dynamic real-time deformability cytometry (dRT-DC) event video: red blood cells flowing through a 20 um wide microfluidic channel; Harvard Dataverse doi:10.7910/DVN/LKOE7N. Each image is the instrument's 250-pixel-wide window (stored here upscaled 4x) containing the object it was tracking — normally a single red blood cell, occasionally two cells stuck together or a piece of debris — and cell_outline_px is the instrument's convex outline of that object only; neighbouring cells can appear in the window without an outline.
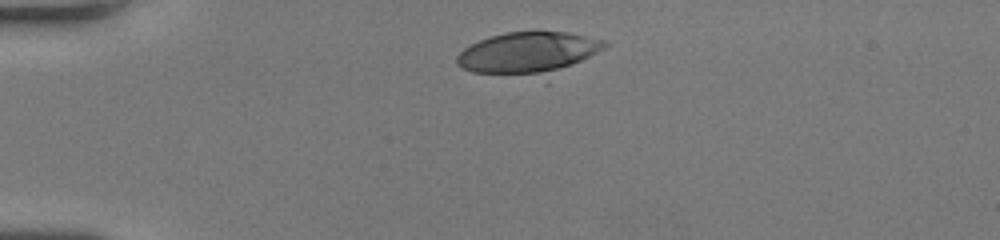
{"species": "human", "species_latin": "Homo sapiens", "temperature_condition": "room temperature", "stored_images_in_passage": 32, "camera_frame_rate_fps": 3000, "um_per_image_px": 0.085, "donor": {"sex": "female"}, "frame": {"image": 1, "passage_image": 1, "time_ms": 0.0, "image_size_px": [1000, 240], "cell_outline_px": [[608, 44], [604, 48], [548, 84], [472, 72], [460, 68], [456, 64], [456, 56], [464, 48], [488, 36], [504, 32], [568, 32], [604, 40]], "centroid_in_image_um": [44.95, 4.66], "position_along_channel_um": 40.1, "area_um2": 39.25}}
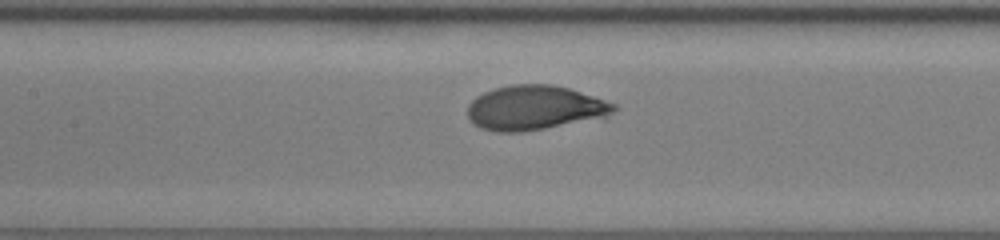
{"frame": {"image": 2, "passage_image": 13, "time_ms": 4.0, "image_size_px": [1000, 240], "cell_outline_px": [[620, 108], [604, 120], [520, 132], [496, 132], [480, 128], [472, 124], [468, 116], [468, 104], [476, 96], [484, 92], [496, 88], [512, 84], [552, 84], [568, 88], [616, 104]], "centroid_in_image_um": [45.52, 9.19], "position_along_channel_um": 161.9, "area_um2": 38.78}}
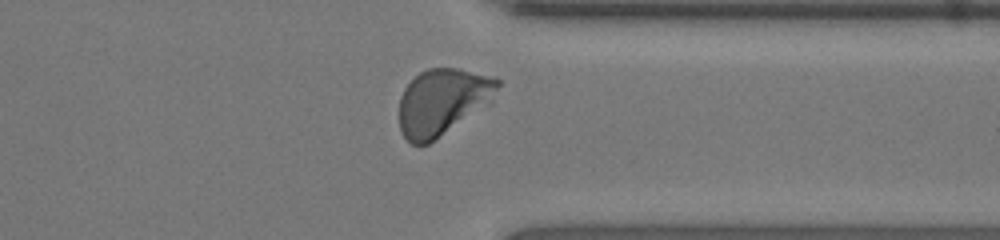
{"frame": {"image": 3, "passage_image": 28, "time_ms": 9.0, "image_size_px": [1000, 240], "cell_outline_px": [[500, 84], [492, 104], [428, 144], [412, 144], [400, 132], [400, 96], [404, 88], [420, 72], [428, 68], [460, 68], [500, 80]], "centroid_in_image_um": [37.64, 8.66], "position_along_channel_um": 373.8, "area_um2": 38.32}, "authors_computed_cell_mechanics": {"area_um2": 37.1076, "velocity_mm_per_s": 4.2506, "shape_relaxation_time_tau1_ms": 2.9965, "shape_relaxation_time_tau2_ms": null, "deformation_change_tau1": 0.1973, "deformation_change_tau2": null}}